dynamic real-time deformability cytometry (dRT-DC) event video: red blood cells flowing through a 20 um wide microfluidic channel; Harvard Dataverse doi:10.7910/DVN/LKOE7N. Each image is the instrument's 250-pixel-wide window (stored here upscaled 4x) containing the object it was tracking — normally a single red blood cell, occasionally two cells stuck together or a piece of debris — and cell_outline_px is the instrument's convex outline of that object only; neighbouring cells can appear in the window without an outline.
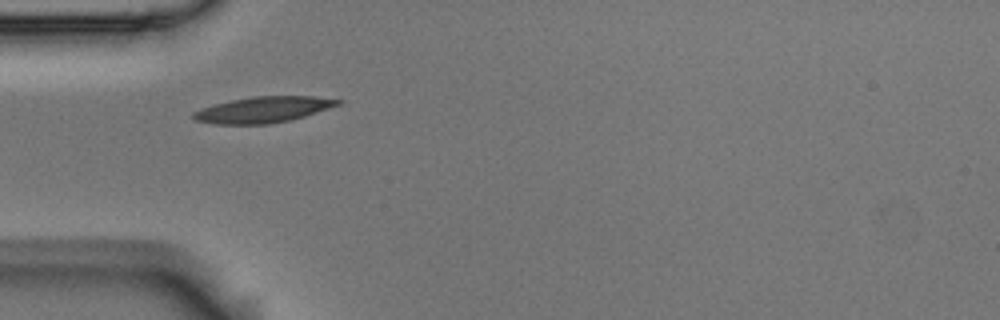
{"species": "Egyptian fruit bat (a non-hibernating species)", "species_latin": "Rousettus aegyptiacus", "temperature_condition": "room temperature", "stored_images_in_passage": 40, "camera_frame_rate_fps": 3000, "um_per_image_px": 0.085, "animal": {"sex": "male"}, "frame": {"image": 1, "passage_image": 1, "time_ms": 0.0, "image_size_px": [1000, 320], "cell_outline_px": [[344, 100], [340, 104], [304, 116], [288, 120], [268, 124], [212, 124], [196, 120], [192, 116], [192, 112], [216, 104], [232, 100], [252, 96], [312, 96]], "centroid_in_image_um": [22.37, 9.32], "position_along_channel_um": 62.6, "area_um2": 21.56}}
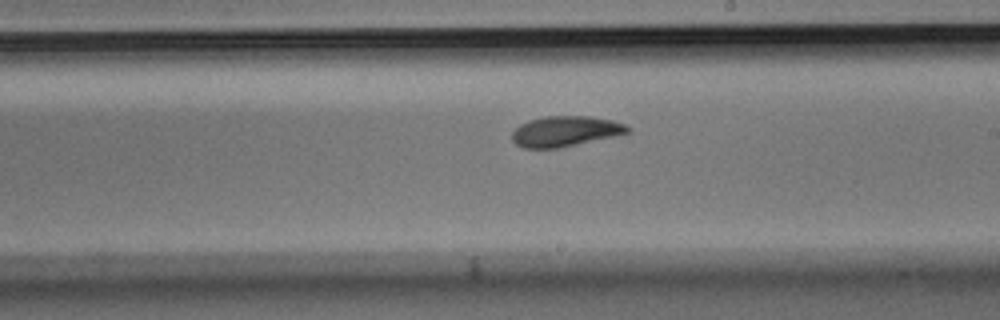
{"frame": {"image": 2, "passage_image": 16, "time_ms": 5.0, "image_size_px": [1000, 320], "cell_outline_px": [[632, 132], [560, 148], [524, 148], [516, 144], [512, 140], [512, 132], [520, 124], [528, 120], [544, 116], [592, 116], [612, 120], [624, 124], [632, 128]], "centroid_in_image_um": [48.06, 11.15], "position_along_channel_um": 240.9, "area_um2": 20.63}}
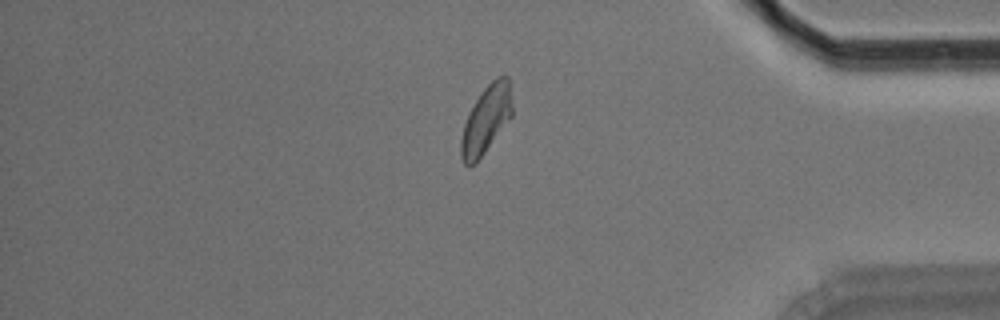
{"frame": {"image": 3, "passage_image": 31, "time_ms": 10.0, "image_size_px": [1000, 320], "cell_outline_px": [[512, 116], [476, 164], [464, 164], [460, 156], [460, 140], [464, 124], [468, 112], [484, 88], [496, 76], [508, 76], [512, 108]], "centroid_in_image_um": [41.3, 10.18], "position_along_channel_um": 393.9, "area_um2": 20.11}, "authors_computed_cell_mechanics": {"area_um2": 20.4901, "velocity_mm_per_s": 3.5867, "shape_relaxation_time_tau1_ms": 4.7226, "shape_relaxation_time_tau2_ms": 2.0554, "deformation_change_tau1": 0.1496, "deformation_change_tau2": 0.0712}}